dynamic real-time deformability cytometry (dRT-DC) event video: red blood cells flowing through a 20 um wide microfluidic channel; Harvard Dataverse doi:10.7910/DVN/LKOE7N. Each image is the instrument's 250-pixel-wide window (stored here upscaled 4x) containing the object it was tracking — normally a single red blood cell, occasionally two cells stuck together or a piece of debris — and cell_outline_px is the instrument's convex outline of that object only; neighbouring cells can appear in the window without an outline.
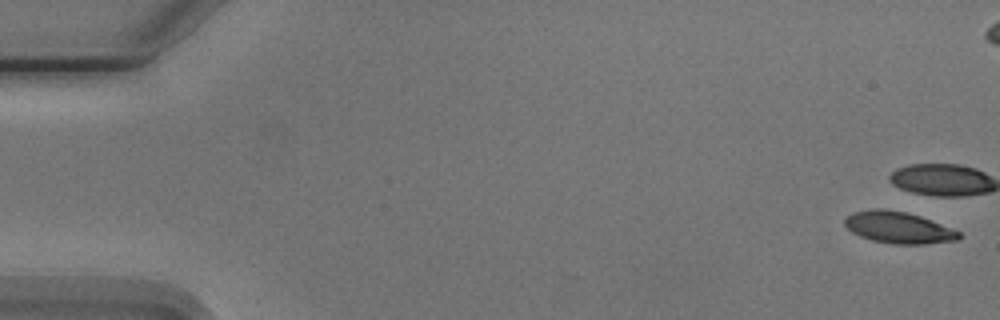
{"species": "Egyptian fruit bat (a non-hibernating species)", "species_latin": "Rousettus aegyptiacus", "temperature_condition": "cold", "stored_images_in_passage": 12, "camera_frame_rate_fps": 3000, "um_per_image_px": 0.085, "animal": {"sex": "male"}, "frame": {"image": 1, "passage_image": 1, "time_ms": 0.0, "image_size_px": [1000, 320], "cell_outline_px": [[960, 236], [956, 240], [924, 244], [892, 244], [872, 240], [860, 236], [852, 232], [844, 224], [844, 220], [852, 212], [876, 208], [880, 208], [904, 212], [920, 216], [960, 232]], "centroid_in_image_um": [76.33, 19.34], "position_along_channel_um": 8.7, "area_um2": 20.75}}
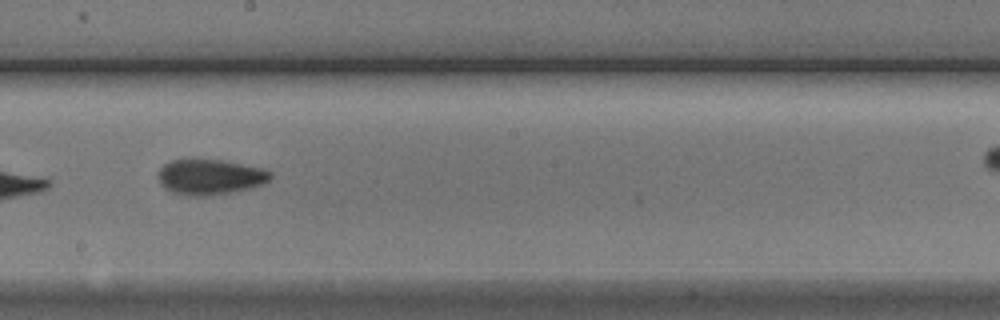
{"frame": {"image": 2, "passage_image": 9, "time_ms": 10.333, "image_size_px": [1000, 320], "cell_outline_px": [[272, 176], [264, 184], [252, 188], [232, 192], [208, 196], [188, 196], [168, 192], [160, 184], [160, 168], [164, 164], [172, 160], [220, 160], [260, 168], [272, 172]], "centroid_in_image_um": [17.85, 15.07], "position_along_channel_um": 230.4, "area_um2": 23.06}}
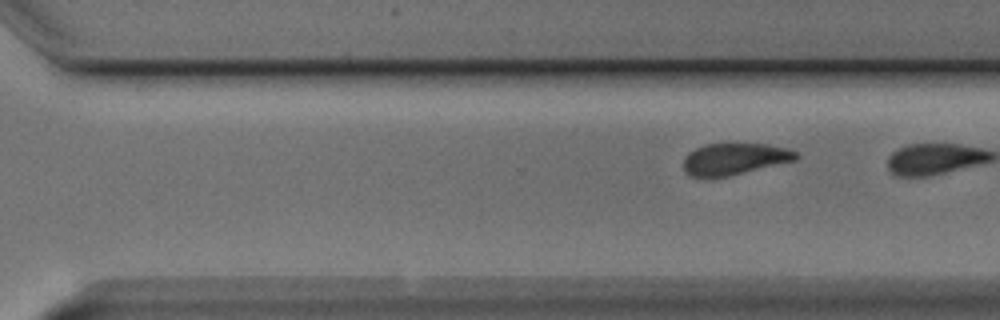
{"frame": {"image": 3, "passage_image": 12, "time_ms": 14.333, "image_size_px": [1000, 320], "cell_outline_px": [[800, 156], [796, 160], [728, 176], [688, 176], [684, 172], [684, 156], [688, 152], [704, 144], [732, 140], [768, 144], [788, 148], [800, 152]], "centroid_in_image_um": [62.46, 13.43], "position_along_channel_um": 308.1, "area_um2": 21.68}}